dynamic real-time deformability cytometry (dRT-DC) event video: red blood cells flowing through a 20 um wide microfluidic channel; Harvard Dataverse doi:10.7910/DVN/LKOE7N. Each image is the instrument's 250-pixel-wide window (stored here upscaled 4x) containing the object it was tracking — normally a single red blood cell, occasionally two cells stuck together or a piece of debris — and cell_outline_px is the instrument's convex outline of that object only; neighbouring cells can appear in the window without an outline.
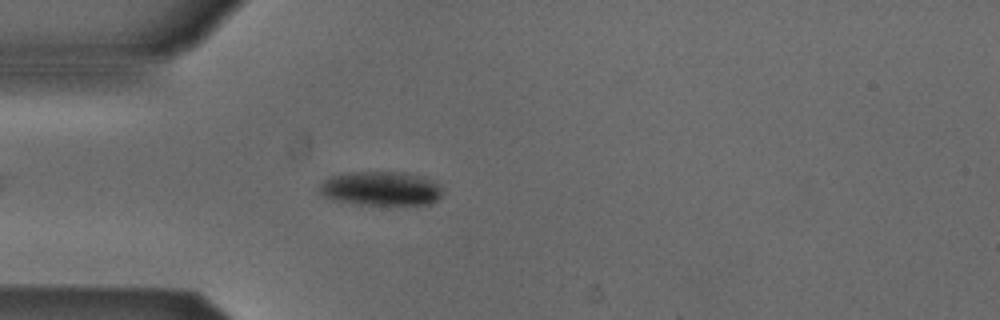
{"species": "Egyptian fruit bat (a non-hibernating species)", "species_latin": "Rousettus aegyptiacus", "temperature_condition": "cold", "stored_images_in_passage": 45, "camera_frame_rate_fps": 3000, "um_per_image_px": 0.085, "animal": {"sex": "male"}, "frame": {"image": 1, "passage_image": 7, "time_ms": 2.0, "image_size_px": [1000, 320], "cell_outline_px": [[444, 192], [432, 204], [352, 204], [332, 200], [324, 196], [320, 192], [320, 184], [328, 176], [344, 172], [404, 172], [424, 176], [440, 184]], "centroid_in_image_um": [32.37, 16.01], "position_along_channel_um": 52.6, "area_um2": 24.85}}
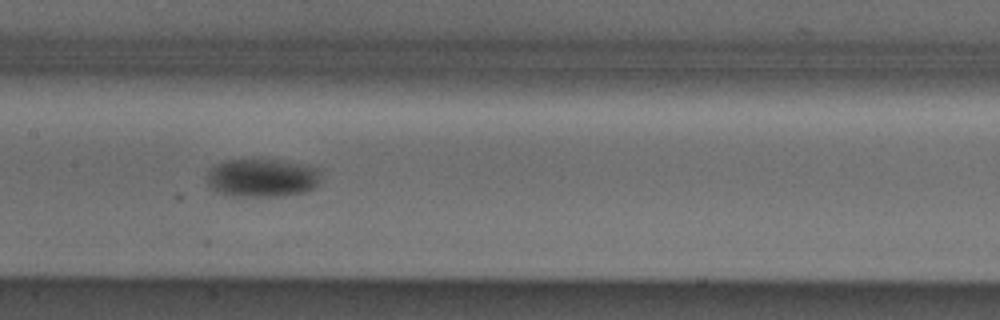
{"frame": {"image": 2, "passage_image": 18, "time_ms": 5.667, "image_size_px": [1000, 320], "cell_outline_px": [[320, 180], [316, 188], [304, 192], [280, 196], [232, 196], [216, 192], [208, 184], [208, 168], [224, 160], [284, 160], [320, 168]], "centroid_in_image_um": [22.3, 15.11], "position_along_channel_um": 185.1, "area_um2": 25.72}}
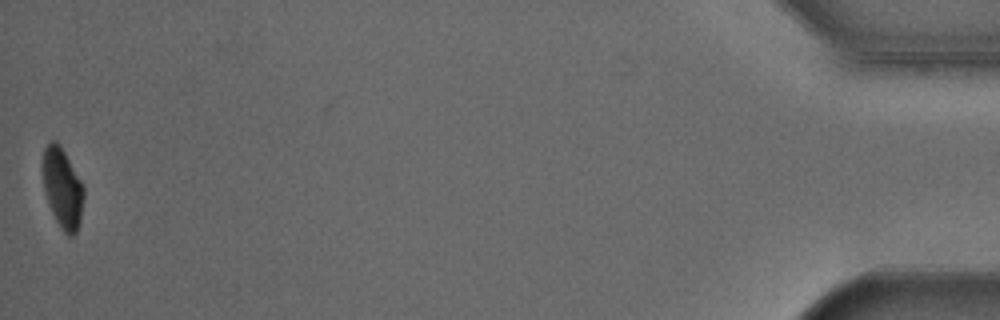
{"frame": {"image": 3, "passage_image": 45, "time_ms": 14.667, "image_size_px": [1000, 320], "cell_outline_px": [[84, 196], [80, 224], [76, 232], [72, 236], [68, 236], [60, 228], [48, 204], [44, 192], [40, 168], [40, 164], [44, 148], [52, 140], [56, 140], [60, 144], [84, 184]], "centroid_in_image_um": [5.29, 15.95], "position_along_channel_um": 429.9, "area_um2": 19.88}, "authors_computed_cell_mechanics": {"area_um2": 23.698, "velocity_mm_per_s": 3.844, "shape_relaxation_time_tau1_ms": 3.2522, "shape_relaxation_time_tau2_ms": null, "deformation_change_tau1": 0.1073, "deformation_change_tau2": null}}